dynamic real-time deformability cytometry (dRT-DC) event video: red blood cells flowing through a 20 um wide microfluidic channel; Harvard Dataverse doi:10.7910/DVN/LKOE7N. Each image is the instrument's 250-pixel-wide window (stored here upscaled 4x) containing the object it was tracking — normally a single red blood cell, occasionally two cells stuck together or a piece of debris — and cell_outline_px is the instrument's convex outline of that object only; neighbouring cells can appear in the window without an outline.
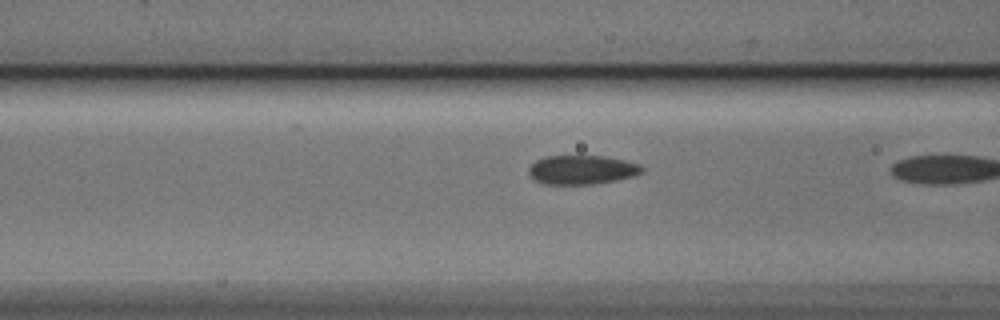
{"species": "Egyptian fruit bat (a non-hibernating species)", "species_latin": "Rousettus aegyptiacus", "temperature_condition": "cold", "stored_images_in_passage": 8, "camera_frame_rate_fps": 3000, "um_per_image_px": 0.085, "animal": {"sex": "male"}, "frame": {"image": 1, "passage_image": 7, "time_ms": 2.0, "image_size_px": [1000, 320], "cell_outline_px": [[644, 168], [640, 172], [632, 176], [616, 180], [596, 184], [544, 184], [532, 180], [528, 172], [528, 168], [536, 160], [544, 156], [604, 156], [624, 160], [640, 164]], "centroid_in_image_um": [49.41, 14.43], "position_along_channel_um": 117.2, "area_um2": 19.25}}